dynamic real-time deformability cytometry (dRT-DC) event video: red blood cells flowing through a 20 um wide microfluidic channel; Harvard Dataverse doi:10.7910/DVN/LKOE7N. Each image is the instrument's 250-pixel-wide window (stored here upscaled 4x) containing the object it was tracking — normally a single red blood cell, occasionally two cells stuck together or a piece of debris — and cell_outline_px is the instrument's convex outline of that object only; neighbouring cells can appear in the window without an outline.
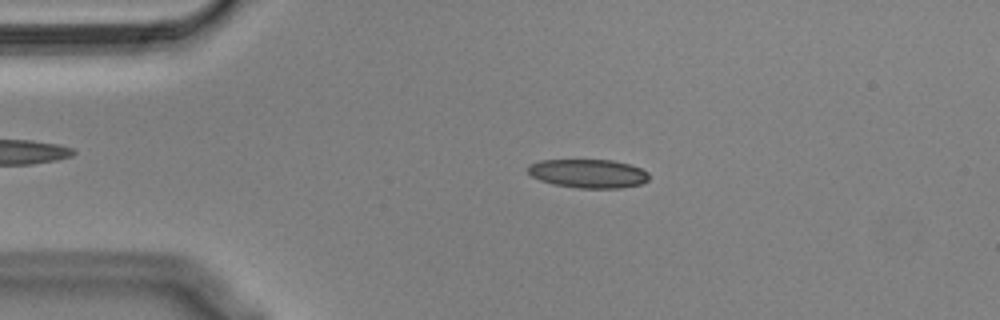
{"species": "Egyptian fruit bat (a non-hibernating species)", "species_latin": "Rousettus aegyptiacus", "temperature_condition": "cold", "stored_images_in_passage": 55, "camera_frame_rate_fps": 3000, "um_per_image_px": 0.085, "animal": {"sex": "male"}, "frame": {"image": 1, "passage_image": 11, "time_ms": 3.333, "image_size_px": [1000, 320], "cell_outline_px": [[648, 180], [644, 184], [620, 188], [580, 188], [552, 184], [540, 180], [532, 176], [528, 172], [528, 164], [540, 160], [612, 160], [628, 164], [640, 168], [648, 172]], "centroid_in_image_um": [50.0, 14.75], "position_along_channel_um": 35.0, "area_um2": 20.35}}
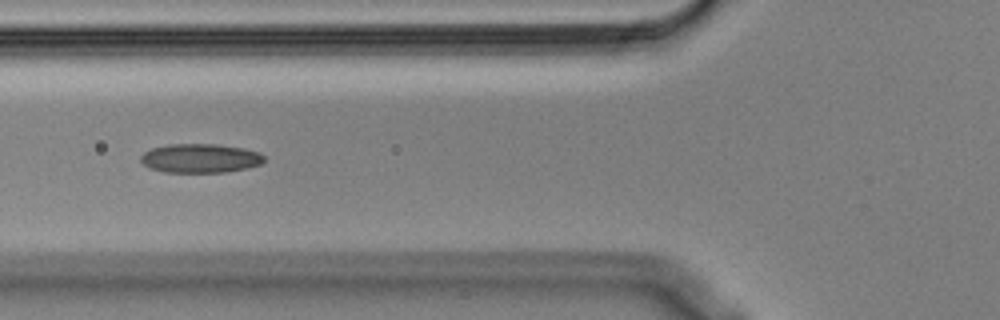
{"frame": {"image": 2, "passage_image": 20, "time_ms": 6.333, "image_size_px": [1000, 320], "cell_outline_px": [[264, 160], [260, 164], [244, 168], [224, 172], [164, 172], [148, 168], [140, 160], [140, 156], [144, 152], [152, 148], [168, 144], [216, 144], [244, 148], [260, 152], [264, 156]], "centroid_in_image_um": [16.99, 13.44], "position_along_channel_um": 108.8, "area_um2": 20.87}}
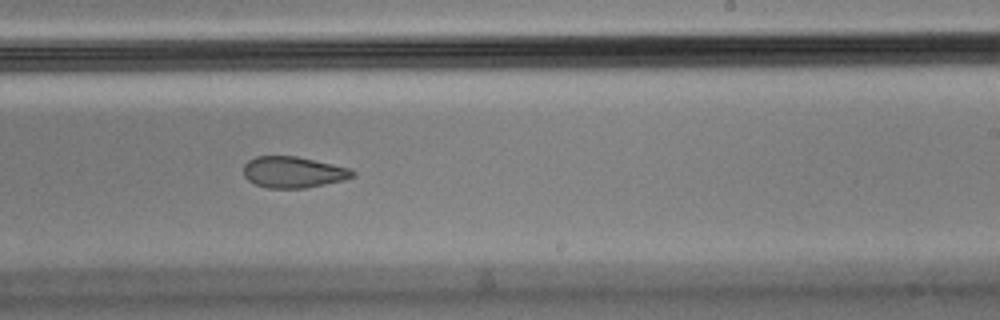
{"frame": {"image": 3, "passage_image": 33, "time_ms": 10.667, "image_size_px": [1000, 320], "cell_outline_px": [[356, 176], [344, 180], [304, 188], [268, 188], [256, 184], [248, 180], [244, 176], [244, 164], [248, 160], [256, 156], [296, 156], [352, 168], [356, 172]], "centroid_in_image_um": [24.96, 14.63], "position_along_channel_um": 264.0, "area_um2": 19.94}, "authors_computed_cell_mechanics": {"area_um2": 20.808, "velocity_mm_per_s": 3.5823, "shape_relaxation_time_tau1_ms": null, "shape_relaxation_time_tau2_ms": 3.9546, "deformation_change_tau1": null, "deformation_change_tau2": 0.1022}}